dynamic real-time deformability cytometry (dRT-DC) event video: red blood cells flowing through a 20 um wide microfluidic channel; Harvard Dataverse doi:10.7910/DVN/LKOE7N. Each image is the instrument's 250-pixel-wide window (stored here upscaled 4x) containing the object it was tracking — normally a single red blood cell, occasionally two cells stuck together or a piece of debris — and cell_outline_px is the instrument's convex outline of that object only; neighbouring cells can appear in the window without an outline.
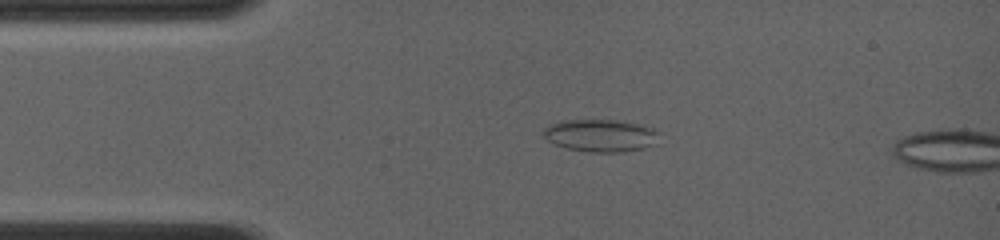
{"species": "common noctule bat (a hibernating species)", "species_latin": "Nyctalus noctula", "temperature_condition": "room temperature", "stored_images_in_passage": 50, "segment_of_instrument_passage": [1, 2], "camera_frame_rate_fps": 4000, "um_per_image_px": 0.085, "animal": {"sex": "female", "body_mass_g": 19.0, "forearm_length_mm": 56.7}, "frame": {"image": 1, "passage_image": 2, "time_ms": 0.25, "image_size_px": [1000, 240], "cell_outline_px": [[660, 144], [644, 148], [624, 152], [588, 152], [564, 148], [548, 140], [544, 136], [544, 128], [548, 124], [560, 120], [624, 120], [644, 124], [652, 128], [656, 132]], "centroid_in_image_um": [51.09, 11.51], "position_along_channel_um": 33.9, "area_um2": 22.37}}
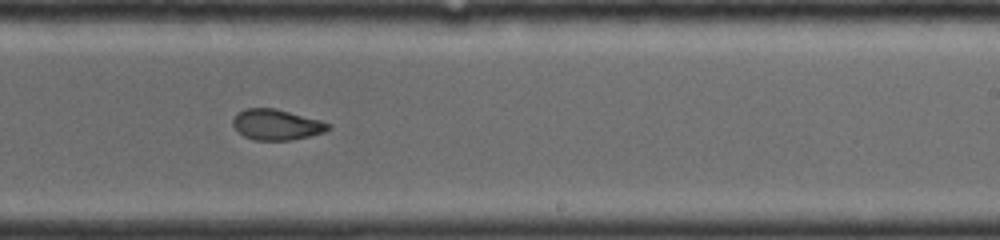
{"frame": {"image": 2, "passage_image": 27, "time_ms": 6.5, "image_size_px": [1000, 240], "cell_outline_px": [[332, 128], [324, 132], [292, 140], [256, 140], [244, 136], [232, 124], [232, 120], [244, 108], [276, 108], [320, 120], [332, 124]], "centroid_in_image_um": [23.54, 10.59], "position_along_channel_um": 265.5, "area_um2": 16.94}}
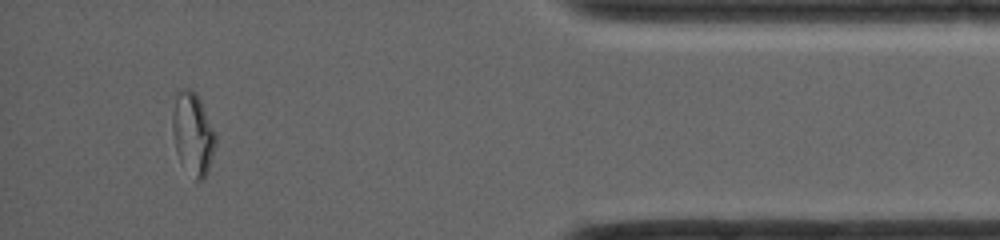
{"frame": {"image": 3, "passage_image": 45, "time_ms": 11.0, "image_size_px": [1000, 240], "cell_outline_px": [[216, 144], [208, 172], [200, 180], [196, 180], [180, 160], [176, 152], [172, 132], [172, 116], [176, 88], [188, 88], [196, 92], [216, 132]], "centroid_in_image_um": [16.38, 11.3], "position_along_channel_um": 418.8, "area_um2": 20.81}}